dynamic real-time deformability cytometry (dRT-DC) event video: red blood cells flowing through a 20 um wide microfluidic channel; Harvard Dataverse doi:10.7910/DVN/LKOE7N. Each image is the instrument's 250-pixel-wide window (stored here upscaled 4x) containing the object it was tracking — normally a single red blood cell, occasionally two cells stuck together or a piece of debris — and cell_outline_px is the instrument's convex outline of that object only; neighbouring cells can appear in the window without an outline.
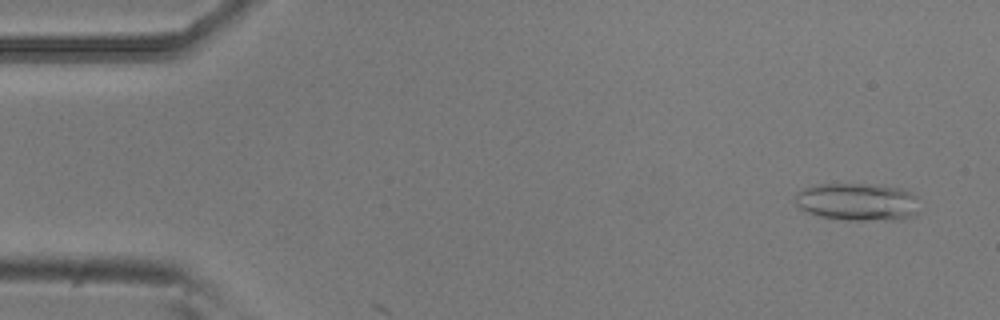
{"species": "common noctule bat (a hibernating species)", "species_latin": "Nyctalus noctula", "temperature_condition": "room temperature", "stored_images_in_passage": 5, "camera_frame_rate_fps": 3000, "um_per_image_px": 0.085, "animal": {"sex": "male", "body_mass_g": 20.5, "forearm_length_mm": 52.5}, "frame": {"image": 1, "passage_image": 3, "time_ms": 0.667, "image_size_px": [1000, 320], "cell_outline_px": [[920, 212], [904, 220], [848, 220], [820, 216], [808, 212], [800, 208], [796, 204], [796, 192], [804, 188], [820, 184], [876, 184], [900, 188], [916, 196]], "centroid_in_image_um": [72.94, 17.16], "position_along_channel_um": 12.1, "area_um2": 27.46}}